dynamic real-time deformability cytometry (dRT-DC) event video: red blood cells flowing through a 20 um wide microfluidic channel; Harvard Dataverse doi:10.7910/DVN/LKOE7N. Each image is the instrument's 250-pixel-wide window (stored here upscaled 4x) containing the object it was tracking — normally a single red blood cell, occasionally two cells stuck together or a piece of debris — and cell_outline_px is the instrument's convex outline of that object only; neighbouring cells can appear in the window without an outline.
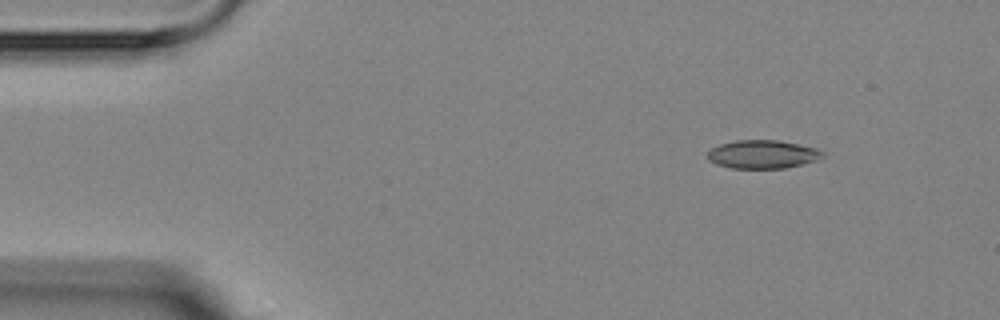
{"species": "Egyptian fruit bat (a non-hibernating species)", "species_latin": "Rousettus aegyptiacus", "temperature_condition": "room temperature", "stored_images_in_passage": 4, "camera_frame_rate_fps": 3000, "um_per_image_px": 0.085, "animal": {"sex": "female"}, "frame": {"image": 1, "passage_image": 1, "time_ms": 0.0, "image_size_px": [1000, 320], "cell_outline_px": [[824, 156], [816, 160], [784, 168], [732, 168], [716, 164], [708, 160], [708, 152], [712, 148], [720, 144], [736, 140], [776, 140], [816, 148], [824, 152]], "centroid_in_image_um": [64.8, 13.11], "position_along_channel_um": 20.2, "area_um2": 18.79}}
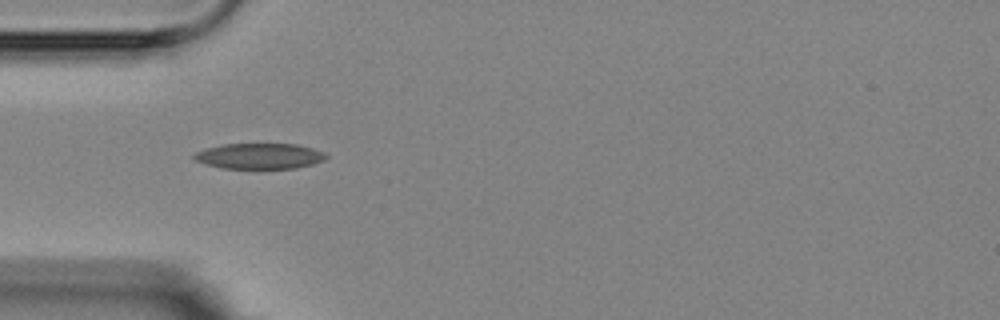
{"frame": {"image": 2, "passage_image": 4, "time_ms": 3.333, "image_size_px": [1000, 320], "cell_outline_px": [[328, 156], [324, 160], [312, 164], [296, 168], [220, 168], [204, 164], [196, 160], [192, 156], [196, 152], [204, 148], [224, 144], [296, 144], [312, 148], [324, 152]], "centroid_in_image_um": [22.04, 13.26], "position_along_channel_um": 63.0, "area_um2": 19.71}}